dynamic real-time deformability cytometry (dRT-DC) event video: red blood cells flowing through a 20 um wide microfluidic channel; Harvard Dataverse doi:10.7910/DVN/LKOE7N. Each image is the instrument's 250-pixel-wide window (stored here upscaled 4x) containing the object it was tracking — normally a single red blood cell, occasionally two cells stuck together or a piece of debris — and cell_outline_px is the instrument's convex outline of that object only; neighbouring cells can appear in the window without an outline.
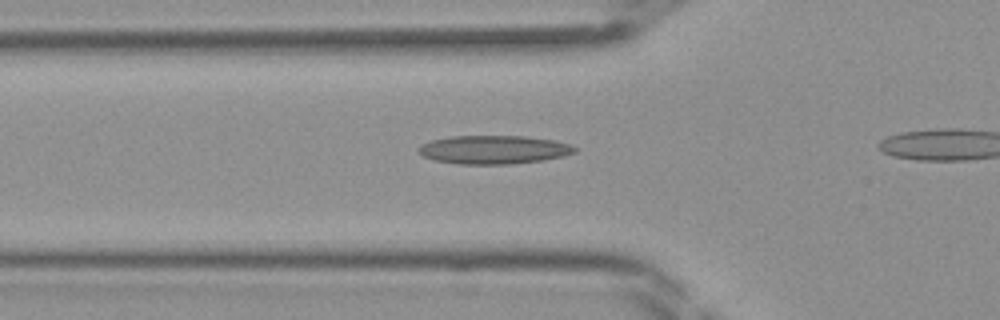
{"species": "Egyptian fruit bat (a non-hibernating species)", "species_latin": "Rousettus aegyptiacus", "temperature_condition": "room temperature", "stored_images_in_passage": 11, "camera_frame_rate_fps": 3000, "um_per_image_px": 0.085, "frame": {"image": 1, "passage_image": 4, "time_ms": 1.0, "image_size_px": [1000, 320], "cell_outline_px": [[576, 152], [564, 156], [544, 160], [508, 164], [460, 164], [432, 160], [416, 152], [416, 148], [420, 144], [432, 140], [452, 136], [524, 136], [556, 140], [572, 144], [576, 148]], "centroid_in_image_um": [41.96, 12.72], "position_along_channel_um": 83.8, "area_um2": 26.24}}
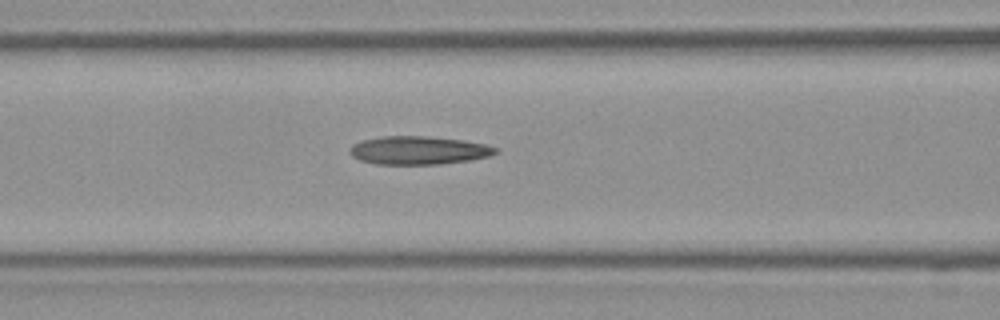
{"frame": {"image": 2, "passage_image": 7, "time_ms": 2.0, "image_size_px": [1000, 320], "cell_outline_px": [[500, 152], [488, 156], [468, 160], [440, 164], [376, 164], [360, 160], [352, 156], [348, 152], [348, 148], [352, 144], [360, 140], [380, 136], [428, 136], [464, 140], [484, 144], [496, 148]], "centroid_in_image_um": [35.52, 12.77], "position_along_channel_um": 131.1, "area_um2": 24.16}}
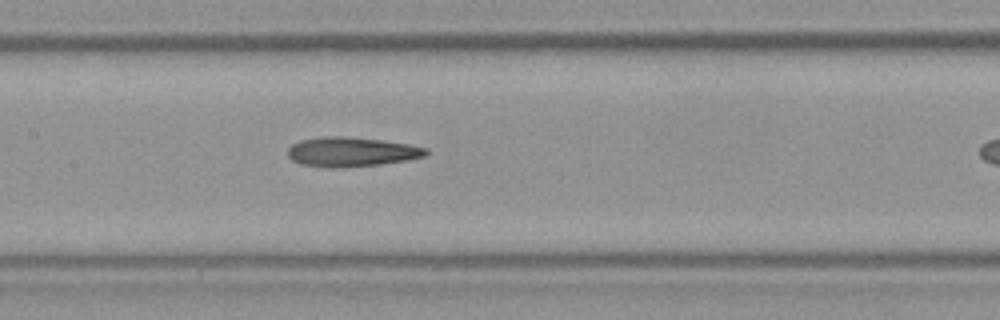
{"frame": {"image": 3, "passage_image": 10, "time_ms": 3.0, "image_size_px": [1000, 320], "cell_outline_px": [[428, 152], [424, 156], [408, 160], [380, 164], [344, 168], [328, 168], [300, 164], [292, 160], [288, 156], [288, 148], [292, 144], [300, 140], [324, 136], [344, 136], [384, 140], [408, 144], [428, 148]], "centroid_in_image_um": [29.86, 12.91], "position_along_channel_um": 177.5, "area_um2": 23.99}}